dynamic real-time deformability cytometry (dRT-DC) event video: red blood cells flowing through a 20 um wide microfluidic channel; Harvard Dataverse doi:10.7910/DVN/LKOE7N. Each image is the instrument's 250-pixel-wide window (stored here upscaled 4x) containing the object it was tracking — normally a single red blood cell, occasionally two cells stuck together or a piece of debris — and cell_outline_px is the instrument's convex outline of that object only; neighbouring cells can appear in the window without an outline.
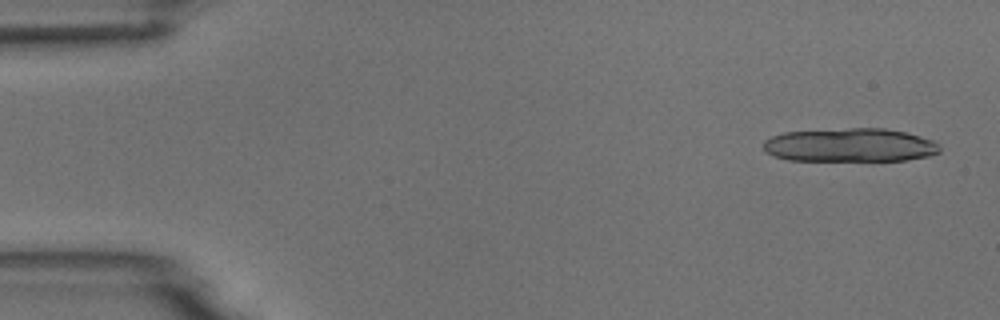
{"species": "common noctule bat (a hibernating species)", "species_latin": "Nyctalus noctula", "temperature_condition": "room temperature", "stored_images_in_passage": 5, "segment_of_instrument_passage": [1, 2], "camera_frame_rate_fps": 3000, "um_per_image_px": 0.085, "animal": {"sex": "male", "body_mass_g": 18.8}, "frame": {"image": 1, "passage_image": 1, "time_ms": 0.0, "image_size_px": [1000, 320], "cell_outline_px": [[940, 152], [928, 156], [904, 160], [788, 160], [772, 156], [764, 152], [764, 140], [772, 136], [784, 132], [848, 128], [884, 128], [904, 132], [936, 140], [940, 144]], "centroid_in_image_um": [72.25, 12.33], "position_along_channel_um": 12.7, "area_um2": 34.68}}